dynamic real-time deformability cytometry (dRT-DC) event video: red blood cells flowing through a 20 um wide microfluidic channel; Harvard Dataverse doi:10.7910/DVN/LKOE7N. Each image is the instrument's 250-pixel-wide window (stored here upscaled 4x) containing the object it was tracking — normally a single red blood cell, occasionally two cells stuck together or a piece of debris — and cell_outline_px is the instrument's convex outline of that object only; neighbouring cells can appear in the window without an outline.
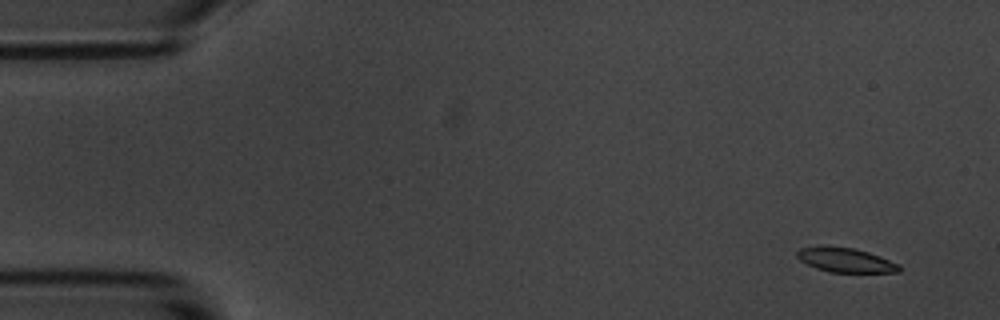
{"species": "common noctule bat (a hibernating species)", "species_latin": "Nyctalus noctula", "temperature_condition": "room temperature", "stored_images_in_passage": 10, "camera_frame_rate_fps": 3000, "um_per_image_px": 0.085, "animal": {"sex": "male", "body_mass_g": 20.1, "forearm_length_mm": 53.5}, "frame": {"image": 1, "passage_image": 1, "time_ms": 0.0, "image_size_px": [1000, 320], "cell_outline_px": [[900, 272], [828, 272], [816, 268], [800, 260], [796, 256], [796, 252], [800, 248], [824, 244], [856, 248], [880, 256], [900, 264]], "centroid_in_image_um": [71.84, 22.07], "position_along_channel_um": 13.2, "area_um2": 14.85}}
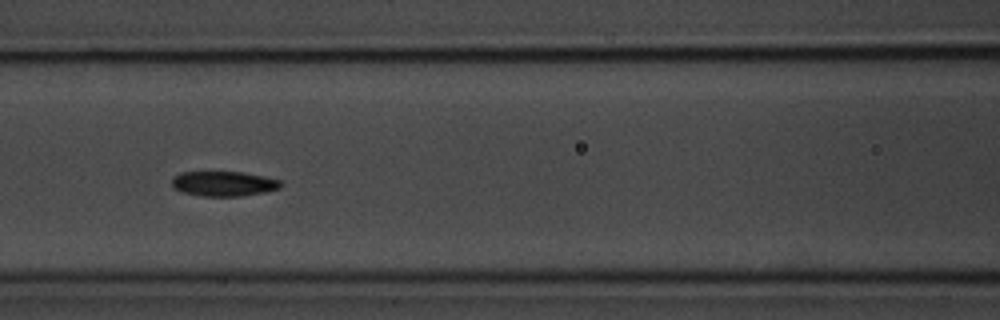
{"frame": {"image": 2, "passage_image": 7, "time_ms": 7.0, "image_size_px": [1000, 320], "cell_outline_px": [[280, 188], [264, 192], [240, 196], [200, 196], [180, 192], [172, 188], [172, 176], [180, 172], [244, 172], [280, 180]], "centroid_in_image_um": [18.93, 15.61], "position_along_channel_um": 147.7, "area_um2": 15.9}}
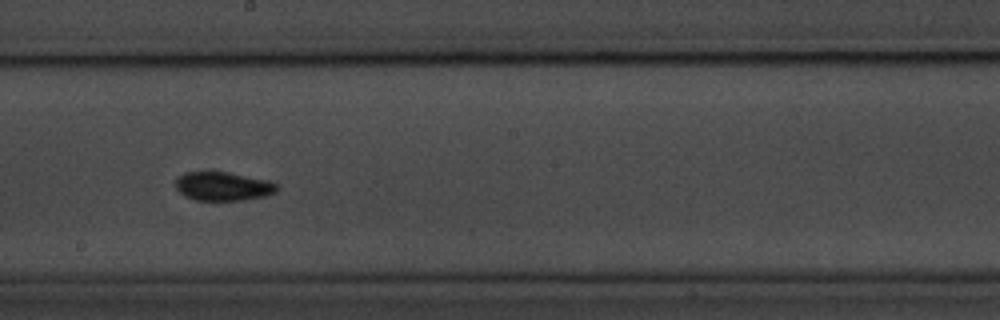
{"frame": {"image": 3, "passage_image": 9, "time_ms": 9.333, "image_size_px": [1000, 320], "cell_outline_px": [[280, 188], [276, 192], [264, 196], [244, 200], [196, 200], [184, 196], [176, 188], [176, 176], [184, 172], [228, 172], [268, 180], [280, 184]], "centroid_in_image_um": [18.98, 15.83], "position_along_channel_um": 229.2, "area_um2": 17.17}}